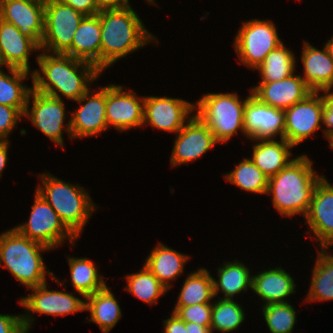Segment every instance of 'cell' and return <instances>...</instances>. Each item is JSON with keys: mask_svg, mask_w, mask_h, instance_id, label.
I'll return each instance as SVG.
<instances>
[{"mask_svg": "<svg viewBox=\"0 0 333 333\" xmlns=\"http://www.w3.org/2000/svg\"><path fill=\"white\" fill-rule=\"evenodd\" d=\"M37 63L40 71L33 70V89L48 96L62 99V96L77 101L99 77L101 71L92 63L62 53L40 50Z\"/></svg>", "mask_w": 333, "mask_h": 333, "instance_id": "1", "label": "cell"}, {"mask_svg": "<svg viewBox=\"0 0 333 333\" xmlns=\"http://www.w3.org/2000/svg\"><path fill=\"white\" fill-rule=\"evenodd\" d=\"M131 7L101 9L99 12L101 72L127 54L154 43L155 39L158 41Z\"/></svg>", "mask_w": 333, "mask_h": 333, "instance_id": "2", "label": "cell"}, {"mask_svg": "<svg viewBox=\"0 0 333 333\" xmlns=\"http://www.w3.org/2000/svg\"><path fill=\"white\" fill-rule=\"evenodd\" d=\"M312 165L309 157L302 154L269 178L266 194H272L273 206L281 216L306 215L316 184L323 177L316 175Z\"/></svg>", "mask_w": 333, "mask_h": 333, "instance_id": "3", "label": "cell"}, {"mask_svg": "<svg viewBox=\"0 0 333 333\" xmlns=\"http://www.w3.org/2000/svg\"><path fill=\"white\" fill-rule=\"evenodd\" d=\"M51 250L47 246L21 235L15 228L5 230L0 234V266L10 273L27 288H33L46 283V274L59 285L53 272L47 271L42 252Z\"/></svg>", "mask_w": 333, "mask_h": 333, "instance_id": "4", "label": "cell"}, {"mask_svg": "<svg viewBox=\"0 0 333 333\" xmlns=\"http://www.w3.org/2000/svg\"><path fill=\"white\" fill-rule=\"evenodd\" d=\"M36 192L56 211L64 225L78 238L95 212V203L84 187L67 183L50 173L40 174Z\"/></svg>", "mask_w": 333, "mask_h": 333, "instance_id": "5", "label": "cell"}, {"mask_svg": "<svg viewBox=\"0 0 333 333\" xmlns=\"http://www.w3.org/2000/svg\"><path fill=\"white\" fill-rule=\"evenodd\" d=\"M194 110L218 143L228 142L240 130L245 135L244 108L236 93H207L196 101Z\"/></svg>", "mask_w": 333, "mask_h": 333, "instance_id": "6", "label": "cell"}, {"mask_svg": "<svg viewBox=\"0 0 333 333\" xmlns=\"http://www.w3.org/2000/svg\"><path fill=\"white\" fill-rule=\"evenodd\" d=\"M29 221L14 228L23 236L50 249L64 244L68 238L75 245L77 237L64 225L56 211L35 191Z\"/></svg>", "mask_w": 333, "mask_h": 333, "instance_id": "7", "label": "cell"}, {"mask_svg": "<svg viewBox=\"0 0 333 333\" xmlns=\"http://www.w3.org/2000/svg\"><path fill=\"white\" fill-rule=\"evenodd\" d=\"M233 43L239 61L254 70L283 42L273 21L253 19L242 24Z\"/></svg>", "mask_w": 333, "mask_h": 333, "instance_id": "8", "label": "cell"}, {"mask_svg": "<svg viewBox=\"0 0 333 333\" xmlns=\"http://www.w3.org/2000/svg\"><path fill=\"white\" fill-rule=\"evenodd\" d=\"M84 15L60 0H45L44 36L40 50L64 54Z\"/></svg>", "mask_w": 333, "mask_h": 333, "instance_id": "9", "label": "cell"}, {"mask_svg": "<svg viewBox=\"0 0 333 333\" xmlns=\"http://www.w3.org/2000/svg\"><path fill=\"white\" fill-rule=\"evenodd\" d=\"M30 100H33L31 109L29 107ZM23 116L30 119L34 127L63 149L64 139L62 131L64 128L68 133V137L72 138L70 119L67 125H64L67 116L62 99L54 98L32 89Z\"/></svg>", "mask_w": 333, "mask_h": 333, "instance_id": "10", "label": "cell"}, {"mask_svg": "<svg viewBox=\"0 0 333 333\" xmlns=\"http://www.w3.org/2000/svg\"><path fill=\"white\" fill-rule=\"evenodd\" d=\"M30 289L33 293L20 298V301H18L20 305L28 310V312L22 314V323L26 333H29L35 319L29 312L61 317L79 311L85 312V300L74 296V294L48 290L47 283Z\"/></svg>", "mask_w": 333, "mask_h": 333, "instance_id": "11", "label": "cell"}, {"mask_svg": "<svg viewBox=\"0 0 333 333\" xmlns=\"http://www.w3.org/2000/svg\"><path fill=\"white\" fill-rule=\"evenodd\" d=\"M320 92H312L285 112L284 139L294 147L322 128L323 100Z\"/></svg>", "mask_w": 333, "mask_h": 333, "instance_id": "12", "label": "cell"}, {"mask_svg": "<svg viewBox=\"0 0 333 333\" xmlns=\"http://www.w3.org/2000/svg\"><path fill=\"white\" fill-rule=\"evenodd\" d=\"M194 103L171 97L145 96L143 126L148 123L152 128L177 133L192 117Z\"/></svg>", "mask_w": 333, "mask_h": 333, "instance_id": "13", "label": "cell"}, {"mask_svg": "<svg viewBox=\"0 0 333 333\" xmlns=\"http://www.w3.org/2000/svg\"><path fill=\"white\" fill-rule=\"evenodd\" d=\"M145 97H137L133 90L125 91L122 85L106 86V119L108 128L127 131L143 126Z\"/></svg>", "mask_w": 333, "mask_h": 333, "instance_id": "14", "label": "cell"}, {"mask_svg": "<svg viewBox=\"0 0 333 333\" xmlns=\"http://www.w3.org/2000/svg\"><path fill=\"white\" fill-rule=\"evenodd\" d=\"M244 129L252 141L275 139L277 135L284 138L285 112L261 103L250 90L244 108Z\"/></svg>", "mask_w": 333, "mask_h": 333, "instance_id": "15", "label": "cell"}, {"mask_svg": "<svg viewBox=\"0 0 333 333\" xmlns=\"http://www.w3.org/2000/svg\"><path fill=\"white\" fill-rule=\"evenodd\" d=\"M218 143L211 130L196 115L185 123L176 133L170 163L176 167L180 164L190 163L205 154Z\"/></svg>", "mask_w": 333, "mask_h": 333, "instance_id": "16", "label": "cell"}, {"mask_svg": "<svg viewBox=\"0 0 333 333\" xmlns=\"http://www.w3.org/2000/svg\"><path fill=\"white\" fill-rule=\"evenodd\" d=\"M45 0H0V19L16 26L39 48L44 36Z\"/></svg>", "mask_w": 333, "mask_h": 333, "instance_id": "17", "label": "cell"}, {"mask_svg": "<svg viewBox=\"0 0 333 333\" xmlns=\"http://www.w3.org/2000/svg\"><path fill=\"white\" fill-rule=\"evenodd\" d=\"M76 102L80 103V105L77 111L75 110L71 113L70 126L72 138H86L99 135L108 130L105 113L106 87L102 88L100 86L98 92H93L89 89Z\"/></svg>", "mask_w": 333, "mask_h": 333, "instance_id": "18", "label": "cell"}, {"mask_svg": "<svg viewBox=\"0 0 333 333\" xmlns=\"http://www.w3.org/2000/svg\"><path fill=\"white\" fill-rule=\"evenodd\" d=\"M304 218L320 249L329 250L333 246V186L325 176L316 184Z\"/></svg>", "mask_w": 333, "mask_h": 333, "instance_id": "19", "label": "cell"}, {"mask_svg": "<svg viewBox=\"0 0 333 333\" xmlns=\"http://www.w3.org/2000/svg\"><path fill=\"white\" fill-rule=\"evenodd\" d=\"M250 90L261 103L281 110L292 107L313 92L300 75L294 74L275 82H260Z\"/></svg>", "mask_w": 333, "mask_h": 333, "instance_id": "20", "label": "cell"}, {"mask_svg": "<svg viewBox=\"0 0 333 333\" xmlns=\"http://www.w3.org/2000/svg\"><path fill=\"white\" fill-rule=\"evenodd\" d=\"M39 50L16 26L0 19V53L6 67L26 70L32 74L29 56Z\"/></svg>", "mask_w": 333, "mask_h": 333, "instance_id": "21", "label": "cell"}, {"mask_svg": "<svg viewBox=\"0 0 333 333\" xmlns=\"http://www.w3.org/2000/svg\"><path fill=\"white\" fill-rule=\"evenodd\" d=\"M301 61L304 67V82L313 92L333 87V61L327 47L322 50L307 41L303 43Z\"/></svg>", "mask_w": 333, "mask_h": 333, "instance_id": "22", "label": "cell"}, {"mask_svg": "<svg viewBox=\"0 0 333 333\" xmlns=\"http://www.w3.org/2000/svg\"><path fill=\"white\" fill-rule=\"evenodd\" d=\"M101 26L99 13L84 16L75 31L71 47L64 53L94 64L100 70Z\"/></svg>", "mask_w": 333, "mask_h": 333, "instance_id": "23", "label": "cell"}, {"mask_svg": "<svg viewBox=\"0 0 333 333\" xmlns=\"http://www.w3.org/2000/svg\"><path fill=\"white\" fill-rule=\"evenodd\" d=\"M294 278L281 266L275 269H267L261 273L252 275V290L266 304L286 303L287 296L296 293Z\"/></svg>", "mask_w": 333, "mask_h": 333, "instance_id": "24", "label": "cell"}, {"mask_svg": "<svg viewBox=\"0 0 333 333\" xmlns=\"http://www.w3.org/2000/svg\"><path fill=\"white\" fill-rule=\"evenodd\" d=\"M256 141L258 142L253 145L250 159L268 178L276 175L295 159H290L292 152L289 150L294 146L284 138L280 141L275 139Z\"/></svg>", "mask_w": 333, "mask_h": 333, "instance_id": "25", "label": "cell"}, {"mask_svg": "<svg viewBox=\"0 0 333 333\" xmlns=\"http://www.w3.org/2000/svg\"><path fill=\"white\" fill-rule=\"evenodd\" d=\"M189 256L159 243L151 250L144 265L169 290L183 269ZM171 285V286H170Z\"/></svg>", "mask_w": 333, "mask_h": 333, "instance_id": "26", "label": "cell"}, {"mask_svg": "<svg viewBox=\"0 0 333 333\" xmlns=\"http://www.w3.org/2000/svg\"><path fill=\"white\" fill-rule=\"evenodd\" d=\"M85 311H90L88 322L96 323L102 333H109L121 319L118 301L108 286L85 298Z\"/></svg>", "mask_w": 333, "mask_h": 333, "instance_id": "27", "label": "cell"}, {"mask_svg": "<svg viewBox=\"0 0 333 333\" xmlns=\"http://www.w3.org/2000/svg\"><path fill=\"white\" fill-rule=\"evenodd\" d=\"M218 281L213 278L214 296L219 292L224 294L223 299H234L235 294L252 288V274L248 266L238 260L224 262L218 269Z\"/></svg>", "mask_w": 333, "mask_h": 333, "instance_id": "28", "label": "cell"}, {"mask_svg": "<svg viewBox=\"0 0 333 333\" xmlns=\"http://www.w3.org/2000/svg\"><path fill=\"white\" fill-rule=\"evenodd\" d=\"M213 277L206 268L188 274L184 280L175 307H185L195 304H213Z\"/></svg>", "mask_w": 333, "mask_h": 333, "instance_id": "29", "label": "cell"}, {"mask_svg": "<svg viewBox=\"0 0 333 333\" xmlns=\"http://www.w3.org/2000/svg\"><path fill=\"white\" fill-rule=\"evenodd\" d=\"M9 74L0 69V104L17 108L23 115L33 87L22 83L29 78V71L7 67Z\"/></svg>", "mask_w": 333, "mask_h": 333, "instance_id": "30", "label": "cell"}, {"mask_svg": "<svg viewBox=\"0 0 333 333\" xmlns=\"http://www.w3.org/2000/svg\"><path fill=\"white\" fill-rule=\"evenodd\" d=\"M327 250L317 249L311 285L305 297L308 302L333 300V255Z\"/></svg>", "mask_w": 333, "mask_h": 333, "instance_id": "31", "label": "cell"}, {"mask_svg": "<svg viewBox=\"0 0 333 333\" xmlns=\"http://www.w3.org/2000/svg\"><path fill=\"white\" fill-rule=\"evenodd\" d=\"M71 273V283L82 297L86 298L107 286L102 275L88 258L67 257Z\"/></svg>", "mask_w": 333, "mask_h": 333, "instance_id": "32", "label": "cell"}, {"mask_svg": "<svg viewBox=\"0 0 333 333\" xmlns=\"http://www.w3.org/2000/svg\"><path fill=\"white\" fill-rule=\"evenodd\" d=\"M296 57L284 43L271 51L254 70H259L260 82H275L295 74Z\"/></svg>", "mask_w": 333, "mask_h": 333, "instance_id": "33", "label": "cell"}, {"mask_svg": "<svg viewBox=\"0 0 333 333\" xmlns=\"http://www.w3.org/2000/svg\"><path fill=\"white\" fill-rule=\"evenodd\" d=\"M224 177L244 191L256 194L267 193L269 178L249 158L240 161L234 170Z\"/></svg>", "mask_w": 333, "mask_h": 333, "instance_id": "34", "label": "cell"}, {"mask_svg": "<svg viewBox=\"0 0 333 333\" xmlns=\"http://www.w3.org/2000/svg\"><path fill=\"white\" fill-rule=\"evenodd\" d=\"M125 290L147 304H156L168 289L144 265L139 272L127 274Z\"/></svg>", "mask_w": 333, "mask_h": 333, "instance_id": "35", "label": "cell"}, {"mask_svg": "<svg viewBox=\"0 0 333 333\" xmlns=\"http://www.w3.org/2000/svg\"><path fill=\"white\" fill-rule=\"evenodd\" d=\"M212 304L211 331L229 333L237 330L244 322L245 311L233 299L219 298Z\"/></svg>", "mask_w": 333, "mask_h": 333, "instance_id": "36", "label": "cell"}, {"mask_svg": "<svg viewBox=\"0 0 333 333\" xmlns=\"http://www.w3.org/2000/svg\"><path fill=\"white\" fill-rule=\"evenodd\" d=\"M262 312L270 333H292L297 317L289 302L263 305Z\"/></svg>", "mask_w": 333, "mask_h": 333, "instance_id": "37", "label": "cell"}, {"mask_svg": "<svg viewBox=\"0 0 333 333\" xmlns=\"http://www.w3.org/2000/svg\"><path fill=\"white\" fill-rule=\"evenodd\" d=\"M172 312L184 322L197 323L200 326L210 327L212 304H195L185 307H174Z\"/></svg>", "mask_w": 333, "mask_h": 333, "instance_id": "38", "label": "cell"}, {"mask_svg": "<svg viewBox=\"0 0 333 333\" xmlns=\"http://www.w3.org/2000/svg\"><path fill=\"white\" fill-rule=\"evenodd\" d=\"M23 114L15 107L0 104V141H7Z\"/></svg>", "mask_w": 333, "mask_h": 333, "instance_id": "39", "label": "cell"}, {"mask_svg": "<svg viewBox=\"0 0 333 333\" xmlns=\"http://www.w3.org/2000/svg\"><path fill=\"white\" fill-rule=\"evenodd\" d=\"M324 94L322 96L323 100V113H322V123L326 125L323 130V135L326 139L333 135V92L332 89L321 90Z\"/></svg>", "mask_w": 333, "mask_h": 333, "instance_id": "40", "label": "cell"}, {"mask_svg": "<svg viewBox=\"0 0 333 333\" xmlns=\"http://www.w3.org/2000/svg\"><path fill=\"white\" fill-rule=\"evenodd\" d=\"M0 333H26L22 323V314H0Z\"/></svg>", "mask_w": 333, "mask_h": 333, "instance_id": "41", "label": "cell"}, {"mask_svg": "<svg viewBox=\"0 0 333 333\" xmlns=\"http://www.w3.org/2000/svg\"><path fill=\"white\" fill-rule=\"evenodd\" d=\"M64 4L70 5L76 11L82 13L84 16H92L98 14L101 9L99 8L96 0H60Z\"/></svg>", "mask_w": 333, "mask_h": 333, "instance_id": "42", "label": "cell"}, {"mask_svg": "<svg viewBox=\"0 0 333 333\" xmlns=\"http://www.w3.org/2000/svg\"><path fill=\"white\" fill-rule=\"evenodd\" d=\"M171 317L163 321L164 333H186L185 322L173 312Z\"/></svg>", "mask_w": 333, "mask_h": 333, "instance_id": "43", "label": "cell"}, {"mask_svg": "<svg viewBox=\"0 0 333 333\" xmlns=\"http://www.w3.org/2000/svg\"><path fill=\"white\" fill-rule=\"evenodd\" d=\"M100 9L123 8L130 6L129 0H96Z\"/></svg>", "mask_w": 333, "mask_h": 333, "instance_id": "44", "label": "cell"}, {"mask_svg": "<svg viewBox=\"0 0 333 333\" xmlns=\"http://www.w3.org/2000/svg\"><path fill=\"white\" fill-rule=\"evenodd\" d=\"M9 144L10 142L8 140L0 141V177L8 161V148L10 146Z\"/></svg>", "mask_w": 333, "mask_h": 333, "instance_id": "45", "label": "cell"}, {"mask_svg": "<svg viewBox=\"0 0 333 333\" xmlns=\"http://www.w3.org/2000/svg\"><path fill=\"white\" fill-rule=\"evenodd\" d=\"M186 333H212L211 327L200 326L197 323L185 322Z\"/></svg>", "mask_w": 333, "mask_h": 333, "instance_id": "46", "label": "cell"}, {"mask_svg": "<svg viewBox=\"0 0 333 333\" xmlns=\"http://www.w3.org/2000/svg\"><path fill=\"white\" fill-rule=\"evenodd\" d=\"M325 46L327 47L329 54L331 56V59L333 61V36H332V38H330L328 40V42L325 44Z\"/></svg>", "mask_w": 333, "mask_h": 333, "instance_id": "47", "label": "cell"}, {"mask_svg": "<svg viewBox=\"0 0 333 333\" xmlns=\"http://www.w3.org/2000/svg\"><path fill=\"white\" fill-rule=\"evenodd\" d=\"M328 140H329V147L333 148V135L330 138H328Z\"/></svg>", "mask_w": 333, "mask_h": 333, "instance_id": "48", "label": "cell"}, {"mask_svg": "<svg viewBox=\"0 0 333 333\" xmlns=\"http://www.w3.org/2000/svg\"><path fill=\"white\" fill-rule=\"evenodd\" d=\"M6 67V65H5V63L3 62V59H2V57H1V53H0V69H1V67Z\"/></svg>", "mask_w": 333, "mask_h": 333, "instance_id": "49", "label": "cell"}, {"mask_svg": "<svg viewBox=\"0 0 333 333\" xmlns=\"http://www.w3.org/2000/svg\"><path fill=\"white\" fill-rule=\"evenodd\" d=\"M146 2L149 3V5H151V4H153V5L156 4V1H155V0H146Z\"/></svg>", "mask_w": 333, "mask_h": 333, "instance_id": "50", "label": "cell"}]
</instances>
